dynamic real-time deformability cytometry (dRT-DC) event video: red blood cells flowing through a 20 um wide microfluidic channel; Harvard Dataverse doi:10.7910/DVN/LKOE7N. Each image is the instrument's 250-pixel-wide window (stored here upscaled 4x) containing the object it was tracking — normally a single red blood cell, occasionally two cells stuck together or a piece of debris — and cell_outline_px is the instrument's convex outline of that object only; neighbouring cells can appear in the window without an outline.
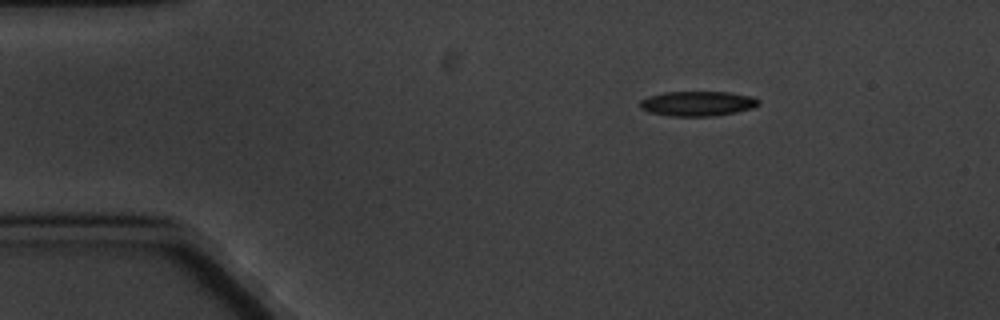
{"species": "common noctule bat (a hibernating species)", "species_latin": "Nyctalus noctula", "temperature_condition": "cold", "stored_images_in_passage": 11, "camera_frame_rate_fps": 3000, "um_per_image_px": 0.085, "animal": {"sex": "male", "body_mass_g": 20.1, "forearm_length_mm": 53.5}, "frame": {"image": 1, "passage_image": 2, "time_ms": 2.0, "image_size_px": [1000, 320], "cell_outline_px": [[760, 104], [752, 108], [736, 112], [712, 116], [672, 116], [648, 112], [640, 108], [640, 100], [648, 96], [664, 92], [728, 92], [752, 96], [760, 100]], "centroid_in_image_um": [59.29, 8.8], "position_along_channel_um": 25.7, "area_um2": 17.22}}
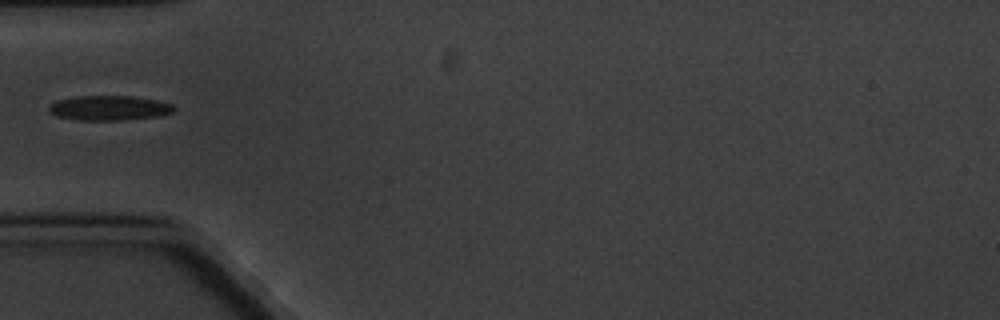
{"frame": {"image": 2, "passage_image": 5, "time_ms": 5.333, "image_size_px": [1000, 320], "cell_outline_px": [[176, 108], [172, 112], [156, 116], [124, 120], [80, 120], [56, 116], [48, 112], [48, 104], [56, 100], [76, 96], [132, 96], [156, 100], [172, 104]], "centroid_in_image_um": [9.22, 9.17], "position_along_channel_um": 75.8, "area_um2": 18.09}}